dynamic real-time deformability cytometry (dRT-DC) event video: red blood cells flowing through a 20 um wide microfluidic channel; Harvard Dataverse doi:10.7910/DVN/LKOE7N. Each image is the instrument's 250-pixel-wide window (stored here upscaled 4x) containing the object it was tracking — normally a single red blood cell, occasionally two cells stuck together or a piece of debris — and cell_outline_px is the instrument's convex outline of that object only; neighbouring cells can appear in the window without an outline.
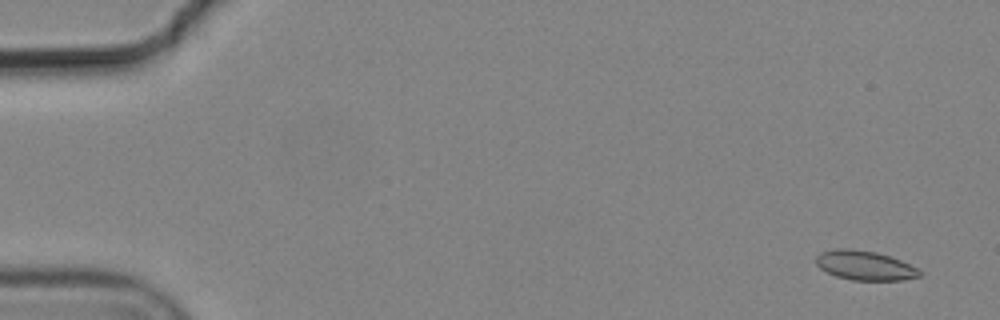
{"species": "common noctule bat (a hibernating species)", "species_latin": "Nyctalus noctula", "temperature_condition": "cold", "stored_images_in_passage": 2, "camera_frame_rate_fps": 3000, "um_per_image_px": 0.085, "animal": {"sex": "male", "body_mass_g": 19.2, "forearm_length_mm": 51.8}, "frame": {"image": 1, "passage_image": 1, "time_ms": 0.0, "image_size_px": [1000, 320], "cell_outline_px": [[920, 276], [904, 280], [852, 280], [836, 276], [820, 268], [816, 264], [816, 256], [820, 252], [836, 248], [848, 248], [876, 252], [900, 260], [916, 268], [920, 272]], "centroid_in_image_um": [73.47, 22.56], "position_along_channel_um": 11.5, "area_um2": 17.57}}
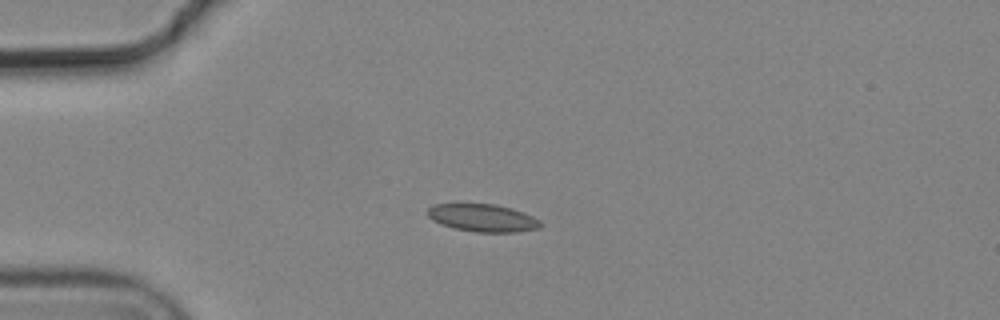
{"frame": {"image": 2, "passage_image": 2, "time_ms": 0.333, "image_size_px": [1000, 320], "cell_outline_px": [[540, 228], [516, 232], [476, 232], [456, 228], [440, 224], [432, 220], [428, 216], [428, 208], [436, 204], [496, 204], [512, 208], [524, 212], [540, 220]], "centroid_in_image_um": [41.05, 18.52], "position_along_channel_um": 44.0, "area_um2": 18.09}}